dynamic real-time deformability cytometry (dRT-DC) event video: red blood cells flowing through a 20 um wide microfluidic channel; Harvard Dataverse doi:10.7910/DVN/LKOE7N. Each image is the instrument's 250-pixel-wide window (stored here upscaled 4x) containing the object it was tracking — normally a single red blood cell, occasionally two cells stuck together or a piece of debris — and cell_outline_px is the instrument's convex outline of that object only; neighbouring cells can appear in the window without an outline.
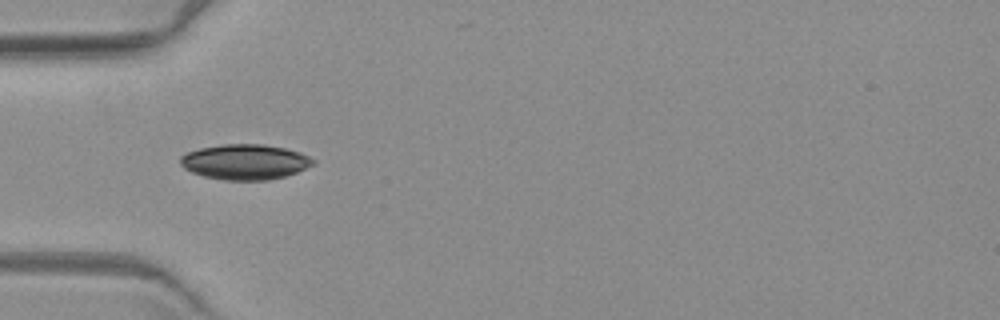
{"species": "common noctule bat (a hibernating species)", "species_latin": "Nyctalus noctula", "temperature_condition": "warm", "stored_images_in_passage": 4, "camera_frame_rate_fps": 3000, "um_per_image_px": 0.085, "animal": {"sex": "female", "body_mass_g": 19.3, "forearm_length_mm": 54.1}, "frame": {"image": 1, "passage_image": 1, "time_ms": 0.0, "image_size_px": [1000, 320], "cell_outline_px": [[316, 164], [296, 172], [284, 176], [268, 180], [224, 180], [204, 176], [192, 172], [184, 168], [180, 164], [180, 156], [188, 152], [200, 148], [224, 144], [264, 144], [284, 148], [300, 152], [316, 160]], "centroid_in_image_um": [20.84, 13.76], "position_along_channel_um": 64.2, "area_um2": 27.28}}
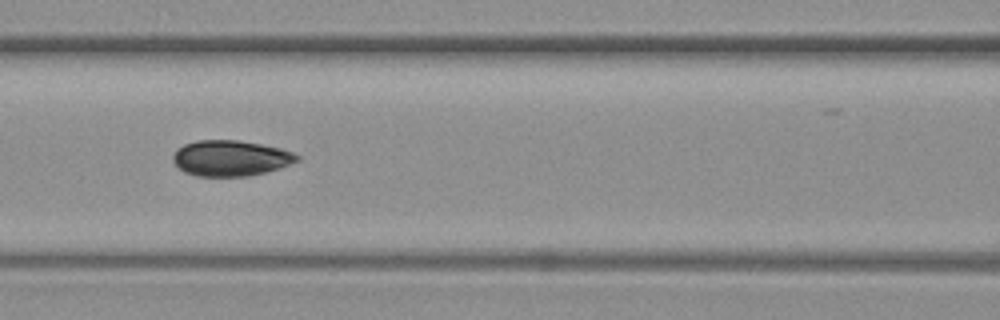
{"frame": {"image": 2, "passage_image": 3, "time_ms": 2.333, "image_size_px": [1000, 320], "cell_outline_px": [[300, 160], [280, 168], [248, 176], [196, 176], [184, 172], [172, 160], [172, 156], [176, 148], [184, 144], [196, 140], [236, 140], [260, 144], [280, 148], [292, 152], [300, 156]], "centroid_in_image_um": [19.58, 13.44], "position_along_channel_um": 147.0, "area_um2": 25.84}}
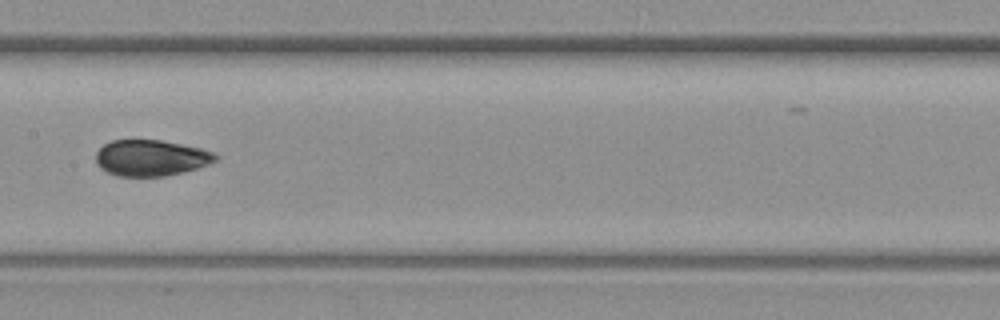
{"frame": {"image": 3, "passage_image": 4, "time_ms": 3.667, "image_size_px": [1000, 320], "cell_outline_px": [[220, 156], [216, 160], [208, 164], [184, 172], [164, 176], [116, 176], [100, 168], [96, 164], [96, 152], [104, 144], [112, 140], [160, 140], [200, 148], [212, 152]], "centroid_in_image_um": [12.81, 13.42], "position_along_channel_um": 194.6, "area_um2": 25.09}}